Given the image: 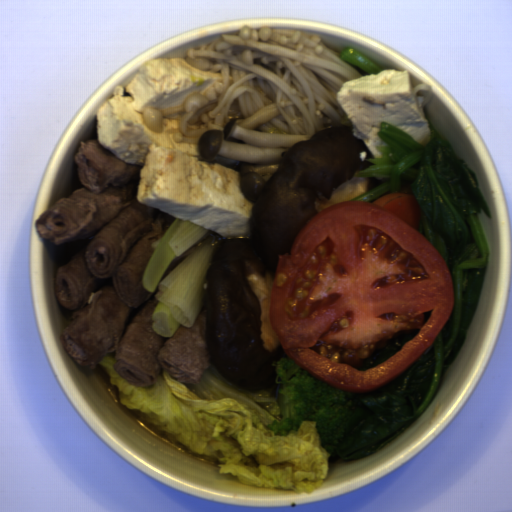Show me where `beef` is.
I'll use <instances>...</instances> for the list:
<instances>
[{
    "label": "beef",
    "instance_id": "33117281",
    "mask_svg": "<svg viewBox=\"0 0 512 512\" xmlns=\"http://www.w3.org/2000/svg\"><path fill=\"white\" fill-rule=\"evenodd\" d=\"M73 160L81 187L35 222L38 235L59 246L92 238L55 276V296L72 312L60 336L65 352L92 370L113 352L115 373L129 385L149 387L162 369L179 383L196 385L212 362L207 310L192 326L181 324L163 338L152 326L159 299L142 283L153 243L180 217L140 204L142 166L117 157L98 139L79 143Z\"/></svg>",
    "mask_w": 512,
    "mask_h": 512
}]
</instances>
